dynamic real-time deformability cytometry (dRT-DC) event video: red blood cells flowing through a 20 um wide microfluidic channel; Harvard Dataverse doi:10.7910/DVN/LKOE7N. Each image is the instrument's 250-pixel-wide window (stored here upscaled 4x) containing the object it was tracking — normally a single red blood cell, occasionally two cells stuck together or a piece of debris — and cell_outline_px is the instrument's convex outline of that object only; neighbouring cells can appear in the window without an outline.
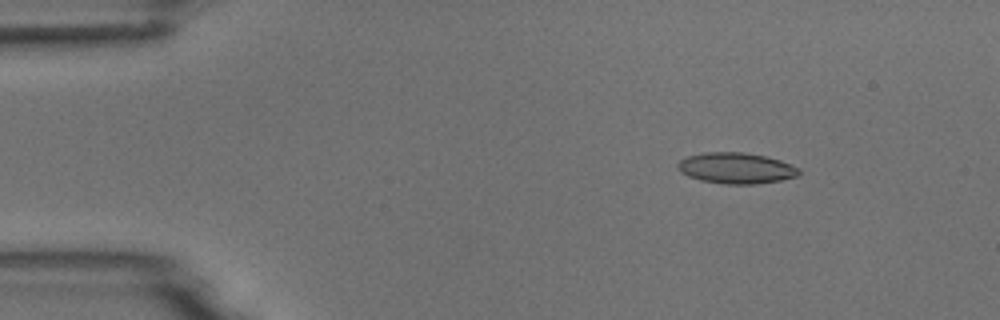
{"species": "common noctule bat (a hibernating species)", "species_latin": "Nyctalus noctula", "temperature_condition": "room temperature", "stored_images_in_passage": 5, "camera_frame_rate_fps": 3000, "um_per_image_px": 0.085, "animal": {"sex": "male", "body_mass_g": 18.8}, "frame": {"image": 1, "passage_image": 2, "time_ms": 1.333, "image_size_px": [1000, 320], "cell_outline_px": [[800, 172], [796, 176], [780, 180], [756, 184], [724, 184], [700, 180], [688, 176], [680, 172], [676, 164], [680, 160], [688, 156], [704, 152], [744, 152], [764, 156], [780, 160], [800, 168]], "centroid_in_image_um": [62.55, 14.29], "position_along_channel_um": 22.5, "area_um2": 21.85}}
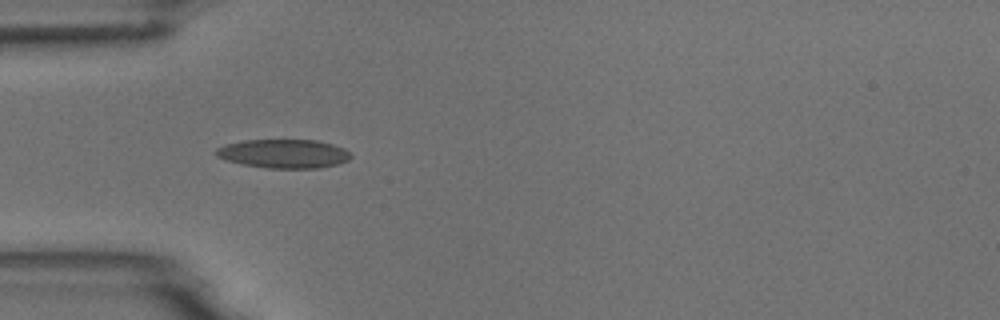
{"frame": {"image": 2, "passage_image": 4, "time_ms": 4.333, "image_size_px": [1000, 320], "cell_outline_px": [[352, 156], [348, 160], [336, 164], [320, 168], [268, 168], [240, 164], [224, 160], [216, 156], [212, 152], [216, 148], [224, 144], [244, 140], [316, 140], [332, 144], [344, 148]], "centroid_in_image_um": [24.04, 13.06], "position_along_channel_um": 61.0, "area_um2": 22.83}}
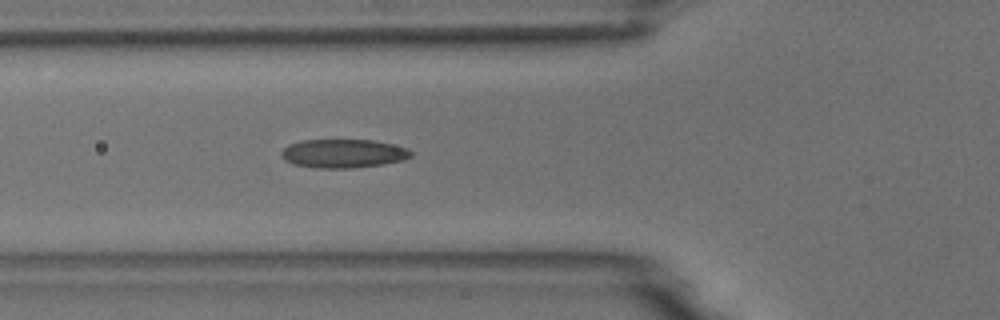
{"frame": {"image": 3, "passage_image": 5, "time_ms": 5.333, "image_size_px": [1000, 320], "cell_outline_px": [[412, 156], [404, 160], [380, 164], [352, 168], [316, 168], [292, 164], [284, 160], [280, 156], [280, 152], [288, 144], [300, 140], [372, 140], [392, 144], [408, 148], [412, 152]], "centroid_in_image_um": [29.14, 13.04], "position_along_channel_um": 96.7, "area_um2": 21.79}}